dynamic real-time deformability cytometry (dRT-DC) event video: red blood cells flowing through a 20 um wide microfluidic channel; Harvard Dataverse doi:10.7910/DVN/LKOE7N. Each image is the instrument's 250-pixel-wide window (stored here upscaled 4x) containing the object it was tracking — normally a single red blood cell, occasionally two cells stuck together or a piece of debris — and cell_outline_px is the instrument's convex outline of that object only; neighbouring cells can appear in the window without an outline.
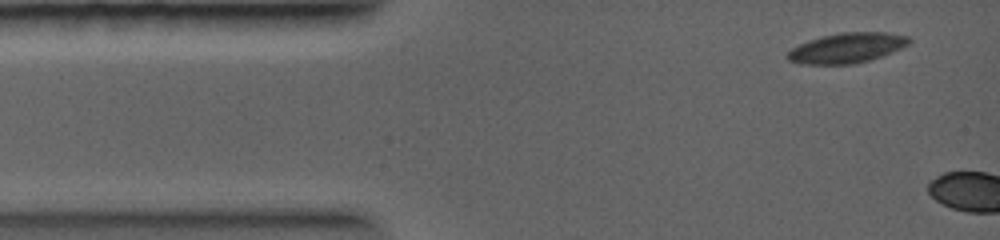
{"species": "common noctule bat (a hibernating species)", "species_latin": "Nyctalus noctula", "temperature_condition": "warm", "stored_images_in_passage": 2, "camera_frame_rate_fps": 5000, "um_per_image_px": 0.085, "animal": {"sex": "female", "body_mass_g": 19.0, "forearm_length_mm": 56.7}, "frame": {"image": 1, "passage_image": 1, "time_ms": 0.0, "image_size_px": [1000, 240], "cell_outline_px": [[912, 40], [908, 44], [892, 52], [868, 60], [852, 64], [800, 64], [788, 60], [784, 56], [792, 48], [800, 44], [824, 36], [840, 32], [884, 32], [908, 36]], "centroid_in_image_um": [71.97, 4.08], "position_along_channel_um": 13.0, "area_um2": 21.04}}